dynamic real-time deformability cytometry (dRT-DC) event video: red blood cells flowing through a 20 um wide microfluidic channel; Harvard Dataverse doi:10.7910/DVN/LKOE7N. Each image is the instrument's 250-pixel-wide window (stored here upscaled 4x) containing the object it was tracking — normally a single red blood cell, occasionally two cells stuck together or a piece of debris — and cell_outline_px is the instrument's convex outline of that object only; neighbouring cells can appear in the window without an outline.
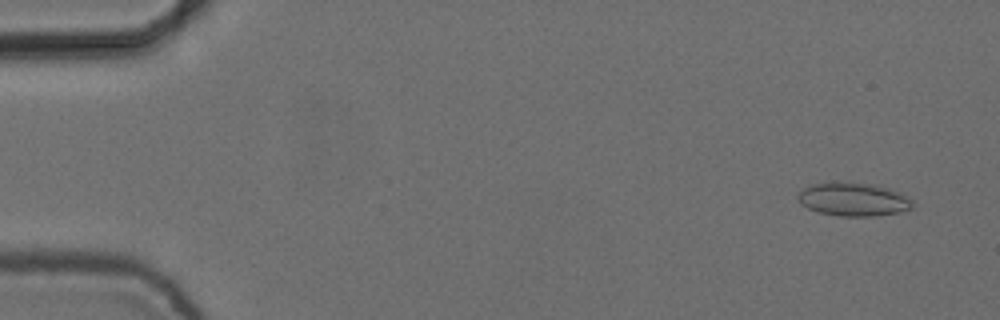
{"species": "common noctule bat (a hibernating species)", "species_latin": "Nyctalus noctula", "temperature_condition": "cold", "stored_images_in_passage": 6, "camera_frame_rate_fps": 3000, "um_per_image_px": 0.085, "animal": {"sex": "female", "body_mass_g": 24.6, "forearm_length_mm": 56.2}, "frame": {"image": 1, "passage_image": 1, "time_ms": 0.0, "image_size_px": [1000, 320], "cell_outline_px": [[912, 208], [896, 212], [876, 216], [840, 216], [820, 212], [808, 208], [800, 204], [796, 200], [796, 196], [808, 184], [876, 184], [900, 192], [908, 196], [912, 200]], "centroid_in_image_um": [72.53, 16.97], "position_along_channel_um": 12.5, "area_um2": 21.85}}
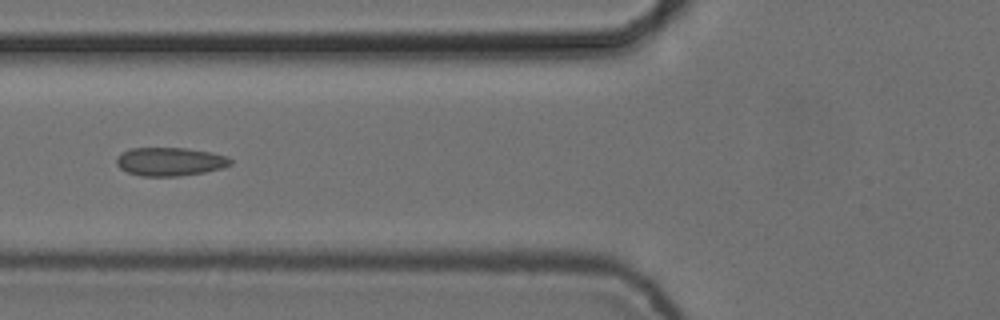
{"frame": {"image": 2, "passage_image": 6, "time_ms": 1.667, "image_size_px": [1000, 320], "cell_outline_px": [[232, 164], [224, 168], [204, 172], [176, 176], [140, 176], [128, 172], [120, 168], [116, 164], [116, 160], [124, 152], [132, 148], [188, 148], [212, 152], [228, 156], [232, 160]], "centroid_in_image_um": [14.51, 13.73], "position_along_channel_um": 111.3, "area_um2": 18.9}}